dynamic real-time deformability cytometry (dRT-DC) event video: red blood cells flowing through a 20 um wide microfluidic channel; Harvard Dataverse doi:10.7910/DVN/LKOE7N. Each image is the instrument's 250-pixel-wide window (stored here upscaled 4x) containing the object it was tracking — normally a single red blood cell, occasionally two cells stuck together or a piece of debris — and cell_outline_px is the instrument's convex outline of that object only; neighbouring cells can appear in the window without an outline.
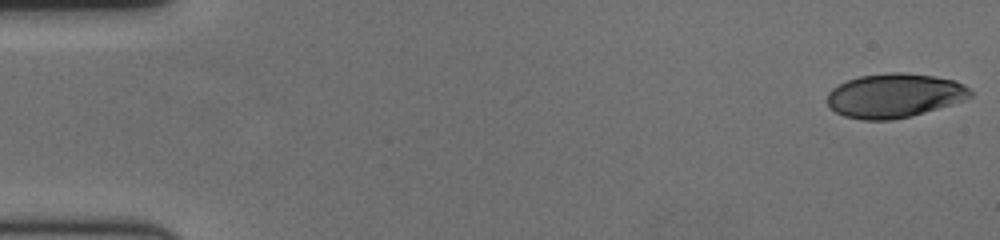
{"species": "human", "species_latin": "Homo sapiens", "temperature_condition": "cold", "stored_images_in_passage": 59, "camera_frame_rate_fps": 3000, "um_per_image_px": 0.085, "donor": {"sex": "female"}, "frame": {"image": 1, "passage_image": 1, "time_ms": 0.0, "image_size_px": [1000, 240], "cell_outline_px": [[972, 96], [952, 104], [912, 116], [892, 120], [860, 120], [844, 116], [836, 112], [828, 104], [828, 92], [832, 88], [848, 80], [860, 76], [892, 72], [904, 72], [936, 76], [956, 80], [964, 84], [972, 92]], "centroid_in_image_um": [76.04, 8.12], "position_along_channel_um": 9.0, "area_um2": 36.88}}
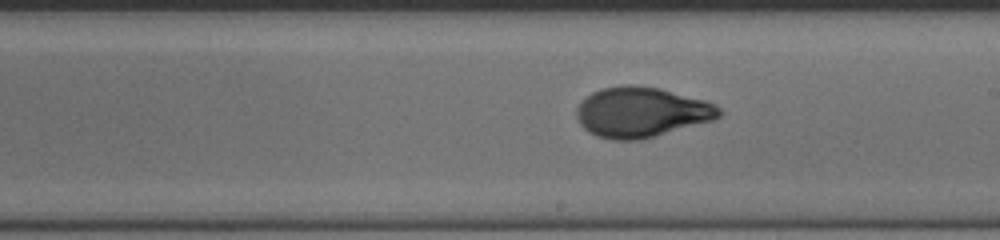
{"frame": {"image": 2, "passage_image": 34, "time_ms": 11.0, "image_size_px": [1000, 240], "cell_outline_px": [[724, 112], [720, 116], [712, 120], [640, 140], [612, 140], [596, 136], [588, 132], [580, 124], [576, 116], [576, 108], [592, 92], [600, 88], [624, 84], [636, 84], [660, 88], [704, 100], [716, 104]], "centroid_in_image_um": [54.5, 9.52], "position_along_channel_um": 234.5, "area_um2": 41.79}}
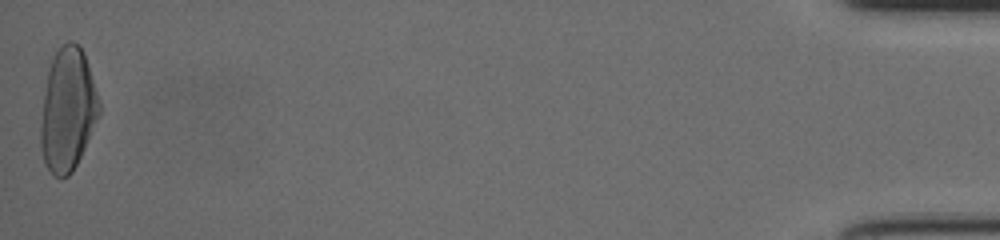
{"frame": {"image": 3, "passage_image": 59, "time_ms": 19.333, "image_size_px": [1000, 240], "cell_outline_px": [[100, 116], [72, 172], [68, 176], [60, 180], [52, 176], [44, 164], [40, 148], [40, 128], [44, 96], [48, 68], [52, 56], [68, 40], [72, 40], [80, 44], [84, 52], [100, 100]], "centroid_in_image_um": [5.75, 9.34], "position_along_channel_um": 429.4, "area_um2": 42.37}, "authors_computed_cell_mechanics": {"area_um2": 40.1132, "velocity_mm_per_s": 3.5152, "shape_relaxation_time_tau1_ms": 4.4781, "shape_relaxation_time_tau2_ms": 0.8365, "deformation_change_tau1": 0.2015, "deformation_change_tau2": 0.0514}}